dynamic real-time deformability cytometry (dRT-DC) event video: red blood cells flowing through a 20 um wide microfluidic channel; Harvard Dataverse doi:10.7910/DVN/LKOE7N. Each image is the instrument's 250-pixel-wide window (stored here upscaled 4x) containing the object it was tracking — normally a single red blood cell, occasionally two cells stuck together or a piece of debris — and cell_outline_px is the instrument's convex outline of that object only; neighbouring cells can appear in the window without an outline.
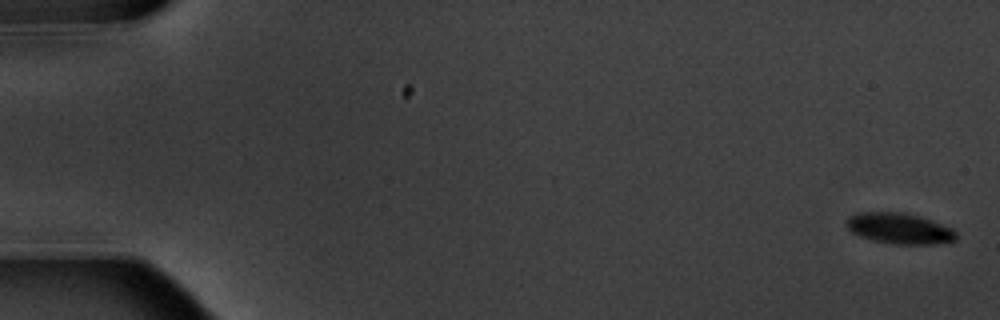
{"species": "common noctule bat (a hibernating species)", "species_latin": "Nyctalus noctula", "temperature_condition": "warm", "stored_images_in_passage": 6, "camera_frame_rate_fps": 3000, "um_per_image_px": 0.085, "animal": {"sex": "male", "body_mass_g": 20.1, "forearm_length_mm": 53.5}, "frame": {"image": 1, "passage_image": 1, "time_ms": 0.0, "image_size_px": [1000, 320], "cell_outline_px": [[956, 240], [932, 244], [896, 244], [872, 240], [860, 236], [852, 232], [844, 224], [844, 220], [848, 216], [856, 212], [904, 212], [920, 216], [932, 220], [952, 228], [956, 232]], "centroid_in_image_um": [76.4, 19.4], "position_along_channel_um": 8.6, "area_um2": 19.88}}
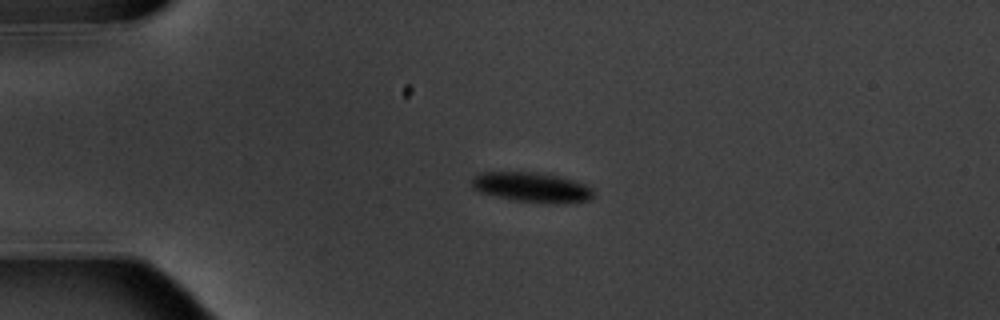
{"frame": {"image": 2, "passage_image": 5, "time_ms": 4.333, "image_size_px": [1000, 320], "cell_outline_px": [[596, 196], [588, 200], [560, 204], [556, 204], [512, 200], [480, 192], [472, 184], [472, 176], [480, 172], [536, 172], [560, 176], [584, 184], [592, 188]], "centroid_in_image_um": [45.24, 15.92], "position_along_channel_um": 39.8, "area_um2": 21.27}}